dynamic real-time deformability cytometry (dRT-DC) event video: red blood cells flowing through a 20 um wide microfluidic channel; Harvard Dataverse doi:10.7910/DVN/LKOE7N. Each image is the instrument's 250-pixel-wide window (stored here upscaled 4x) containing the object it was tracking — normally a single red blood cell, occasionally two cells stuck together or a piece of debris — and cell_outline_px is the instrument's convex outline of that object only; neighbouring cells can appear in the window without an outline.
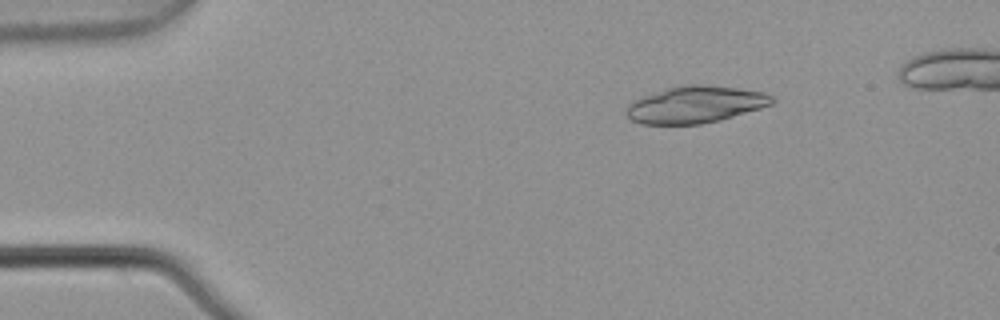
{"species": "common noctule bat (a hibernating species)", "species_latin": "Nyctalus noctula", "temperature_condition": "warm", "stored_images_in_passage": 6, "camera_frame_rate_fps": 3000, "um_per_image_px": 0.085, "animal": {"sex": "male", "body_mass_g": 21.5, "forearm_length_mm": 52.0}, "frame": {"image": 1, "passage_image": 3, "time_ms": 0.667, "image_size_px": [1000, 320], "cell_outline_px": [[776, 100], [772, 104], [760, 108], [720, 120], [700, 124], [640, 124], [632, 120], [628, 116], [628, 104], [644, 96], [668, 88], [688, 84], [704, 84], [736, 88], [764, 92], [772, 96]], "centroid_in_image_um": [59.14, 8.89], "position_along_channel_um": 25.9, "area_um2": 30.92}}